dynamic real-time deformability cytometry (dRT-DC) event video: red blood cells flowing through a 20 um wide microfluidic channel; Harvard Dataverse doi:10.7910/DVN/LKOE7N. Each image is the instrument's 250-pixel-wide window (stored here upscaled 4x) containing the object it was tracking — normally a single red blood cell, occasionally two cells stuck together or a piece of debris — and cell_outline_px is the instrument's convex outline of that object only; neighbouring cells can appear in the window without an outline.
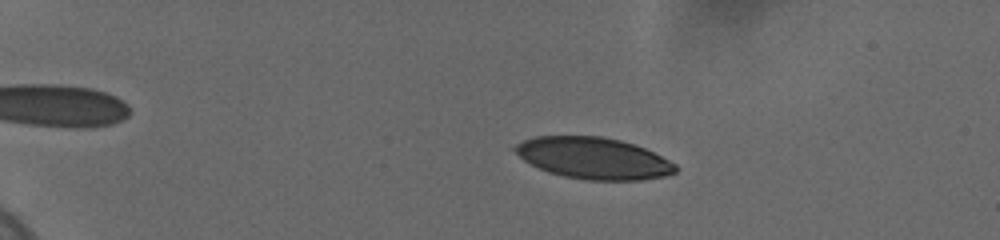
{"species": "human", "species_latin": "Homo sapiens", "temperature_condition": "cold", "stored_images_in_passage": 58, "camera_frame_rate_fps": 3000, "um_per_image_px": 0.085, "donor": {"sex": "female"}, "frame": {"image": 1, "passage_image": 13, "time_ms": 4.0, "image_size_px": [1000, 240], "cell_outline_px": [[676, 172], [668, 176], [640, 180], [584, 180], [564, 176], [548, 172], [524, 160], [512, 148], [516, 144], [524, 140], [536, 136], [600, 136], [620, 140], [644, 148], [676, 164]], "centroid_in_image_um": [50.45, 13.45], "position_along_channel_um": 34.5, "area_um2": 38.61}}
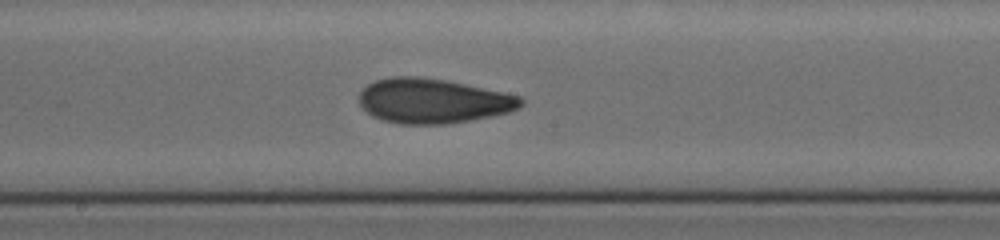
{"frame": {"image": 2, "passage_image": 35, "time_ms": 11.333, "image_size_px": [1000, 240], "cell_outline_px": [[524, 104], [520, 108], [508, 112], [468, 120], [444, 124], [400, 124], [384, 120], [372, 116], [360, 104], [360, 92], [368, 84], [376, 80], [392, 76], [420, 76], [444, 80], [464, 84], [520, 96], [524, 100]], "centroid_in_image_um": [36.79, 8.57], "position_along_channel_um": 211.4, "area_um2": 41.73}}
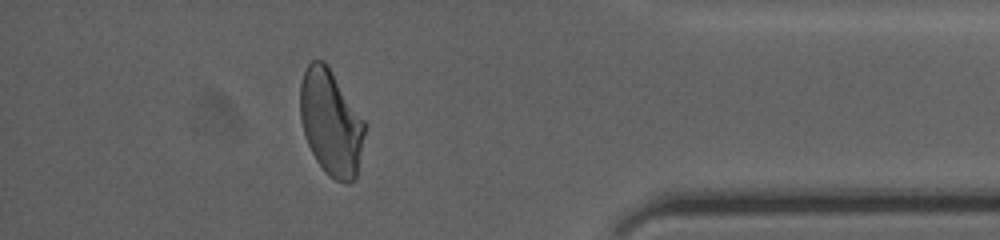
{"frame": {"image": 3, "passage_image": 53, "time_ms": 17.333, "image_size_px": [1000, 240], "cell_outline_px": [[364, 132], [356, 176], [348, 184], [336, 180], [328, 176], [316, 160], [308, 144], [300, 120], [300, 84], [304, 72], [308, 64], [312, 60], [324, 60], [328, 64], [364, 120]], "centroid_in_image_um": [28.1, 10.39], "position_along_channel_um": 407.1, "area_um2": 39.42}, "authors_computed_cell_mechanics": {"area_um2": 40.1132, "velocity_mm_per_s": 3.6725, "shape_relaxation_time_tau1_ms": 6.3593, "shape_relaxation_time_tau2_ms": 2.1282, "deformation_change_tau1": 0.1819, "deformation_change_tau2": 0.0754}}